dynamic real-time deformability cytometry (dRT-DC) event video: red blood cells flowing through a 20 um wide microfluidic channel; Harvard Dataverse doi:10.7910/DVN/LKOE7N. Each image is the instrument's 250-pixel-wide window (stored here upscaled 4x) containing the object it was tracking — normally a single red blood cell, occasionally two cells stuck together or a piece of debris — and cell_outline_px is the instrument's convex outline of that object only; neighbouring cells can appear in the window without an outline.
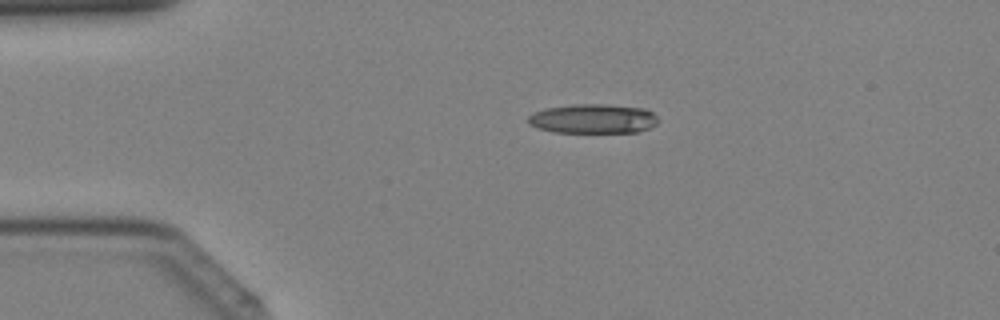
{"species": "Egyptian fruit bat (a non-hibernating species)", "species_latin": "Rousettus aegyptiacus", "temperature_condition": "cold", "stored_images_in_passage": 39, "camera_frame_rate_fps": 3000, "um_per_image_px": 0.085, "animal": {"sex": "female"}, "frame": {"image": 1, "passage_image": 8, "time_ms": 2.333, "image_size_px": [1000, 320], "cell_outline_px": [[660, 120], [656, 124], [640, 132], [552, 132], [536, 128], [528, 124], [528, 116], [532, 112], [548, 108], [576, 104], [600, 104], [644, 108], [652, 112]], "centroid_in_image_um": [50.4, 10.1], "position_along_channel_um": 34.6, "area_um2": 22.31}}
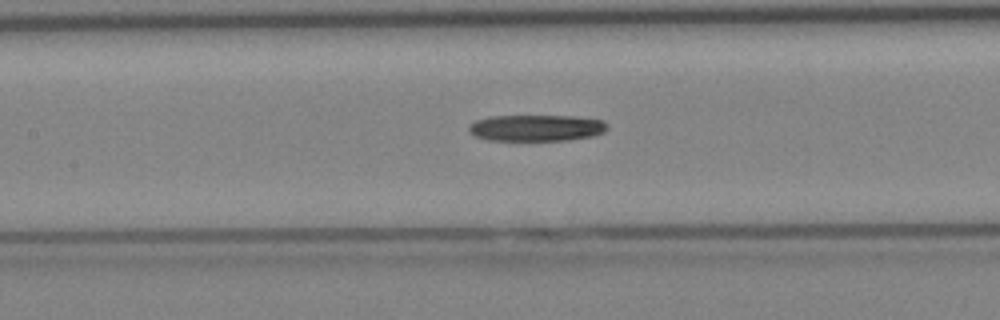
{"frame": {"image": 2, "passage_image": 18, "time_ms": 5.667, "image_size_px": [1000, 320], "cell_outline_px": [[608, 128], [604, 132], [596, 136], [568, 140], [488, 140], [476, 136], [468, 132], [468, 124], [476, 120], [492, 116], [572, 116], [604, 120], [608, 124]], "centroid_in_image_um": [45.61, 10.87], "position_along_channel_um": 161.8, "area_um2": 21.5}}
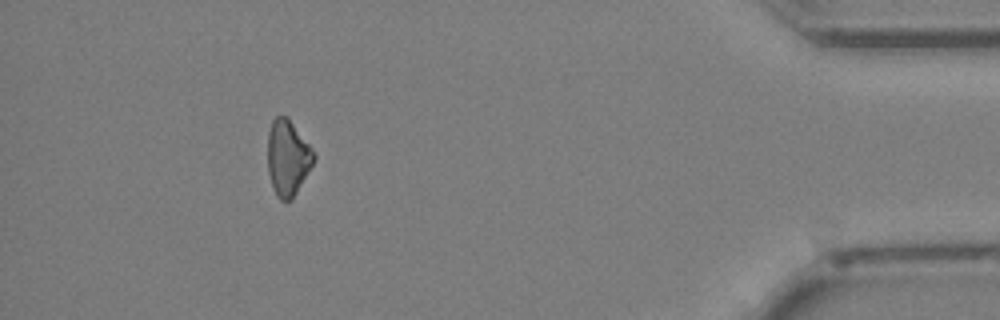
{"frame": {"image": 3, "passage_image": 36, "time_ms": 11.667, "image_size_px": [1000, 320], "cell_outline_px": [[316, 156], [312, 164], [292, 200], [280, 200], [276, 196], [268, 172], [268, 132], [272, 120], [276, 116], [288, 116], [312, 148]], "centroid_in_image_um": [24.45, 13.38], "position_along_channel_um": 410.8, "area_um2": 20.23}}